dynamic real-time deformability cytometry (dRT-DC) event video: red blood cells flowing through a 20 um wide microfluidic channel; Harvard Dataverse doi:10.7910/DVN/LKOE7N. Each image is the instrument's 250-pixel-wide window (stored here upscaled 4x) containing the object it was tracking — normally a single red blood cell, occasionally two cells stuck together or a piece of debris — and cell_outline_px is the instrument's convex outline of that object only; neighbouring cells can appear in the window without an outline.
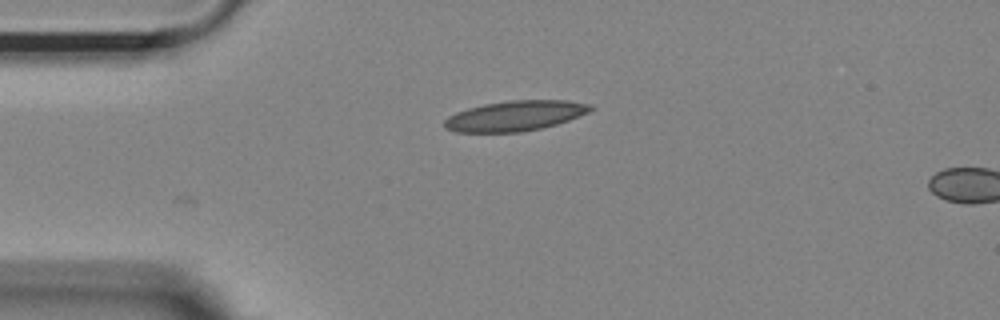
{"species": "Egyptian fruit bat (a non-hibernating species)", "species_latin": "Rousettus aegyptiacus", "temperature_condition": "room temperature", "stored_images_in_passage": 3, "camera_frame_rate_fps": 3000, "um_per_image_px": 0.085, "animal": {"sex": "female"}, "frame": {"image": 1, "passage_image": 1, "time_ms": 0.0, "image_size_px": [1000, 320], "cell_outline_px": [[596, 108], [580, 116], [556, 124], [540, 128], [520, 132], [456, 132], [444, 128], [444, 120], [448, 116], [456, 112], [468, 108], [484, 104], [508, 100], [568, 100], [592, 104]], "centroid_in_image_um": [43.8, 9.83], "position_along_channel_um": 41.2, "area_um2": 25.84}}